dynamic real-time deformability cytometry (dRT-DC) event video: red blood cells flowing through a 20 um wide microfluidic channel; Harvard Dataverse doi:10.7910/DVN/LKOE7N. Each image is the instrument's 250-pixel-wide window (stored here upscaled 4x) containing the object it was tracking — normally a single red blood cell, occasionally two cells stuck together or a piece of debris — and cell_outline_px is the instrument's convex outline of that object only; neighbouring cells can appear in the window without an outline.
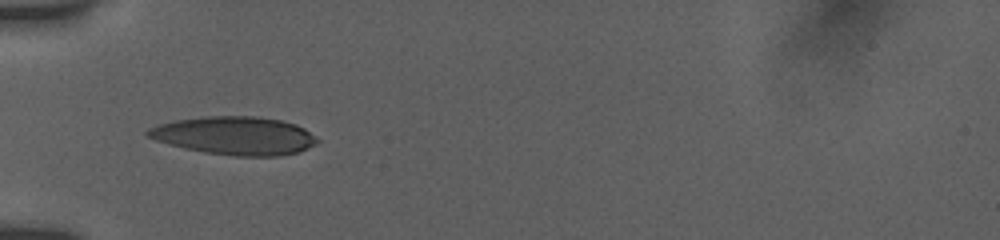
{"species": "human", "species_latin": "Homo sapiens", "temperature_condition": "room temperature", "stored_images_in_passage": 8, "camera_frame_rate_fps": 3000, "um_per_image_px": 0.085, "donor": {"sex": "female"}, "frame": {"image": 1, "passage_image": 7, "time_ms": 6.0, "image_size_px": [1000, 240], "cell_outline_px": [[320, 140], [316, 144], [300, 152], [280, 156], [236, 156], [204, 152], [168, 144], [156, 140], [148, 136], [144, 132], [148, 128], [156, 124], [172, 120], [204, 116], [256, 116], [280, 120], [296, 124], [304, 128]], "centroid_in_image_um": [19.94, 11.52], "position_along_channel_um": 65.1, "area_um2": 37.97}}